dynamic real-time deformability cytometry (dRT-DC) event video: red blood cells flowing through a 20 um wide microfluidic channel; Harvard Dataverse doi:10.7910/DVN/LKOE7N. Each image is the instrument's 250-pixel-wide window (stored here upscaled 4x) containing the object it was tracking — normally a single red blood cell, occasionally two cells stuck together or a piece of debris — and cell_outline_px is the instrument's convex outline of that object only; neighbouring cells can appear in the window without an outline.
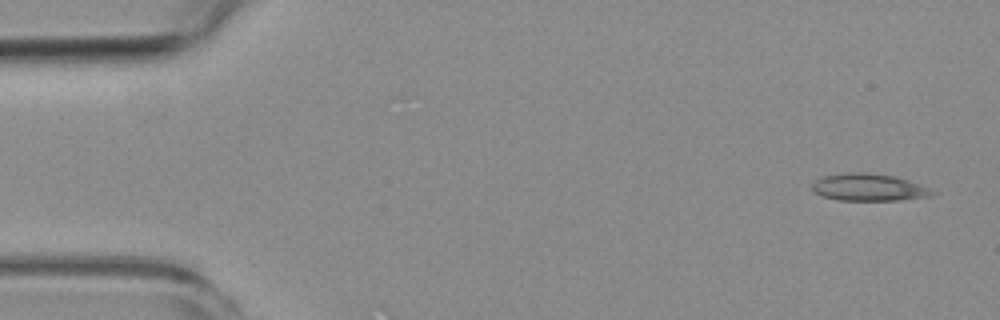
{"species": "common noctule bat (a hibernating species)", "species_latin": "Nyctalus noctula", "temperature_condition": "room temperature", "stored_images_in_passage": 3, "camera_frame_rate_fps": 3000, "um_per_image_px": 0.085, "animal": {"sex": "female", "body_mass_g": 19.3, "forearm_length_mm": 54.1}, "frame": {"image": 1, "passage_image": 1, "time_ms": 0.0, "image_size_px": [1000, 320], "cell_outline_px": [[940, 192], [932, 196], [896, 200], [836, 200], [820, 196], [812, 188], [812, 184], [820, 176], [848, 172], [864, 172], [896, 176], [920, 184]], "centroid_in_image_um": [73.86, 15.92], "position_along_channel_um": 11.1, "area_um2": 19.31}}